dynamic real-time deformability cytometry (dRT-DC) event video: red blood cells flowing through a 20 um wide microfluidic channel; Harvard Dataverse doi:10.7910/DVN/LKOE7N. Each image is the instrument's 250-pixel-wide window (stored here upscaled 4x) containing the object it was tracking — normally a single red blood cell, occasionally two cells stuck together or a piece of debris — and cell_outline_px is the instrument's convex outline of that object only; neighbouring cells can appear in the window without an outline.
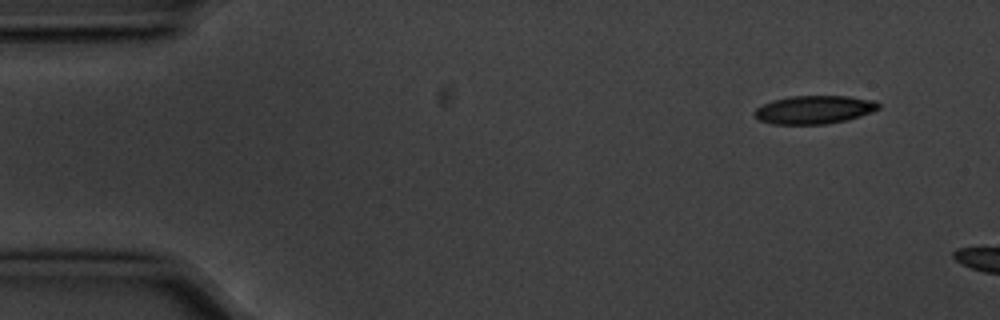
{"species": "common noctule bat (a hibernating species)", "species_latin": "Nyctalus noctula", "temperature_condition": "cold", "stored_images_in_passage": 5, "segment_of_instrument_passage": [2, 2], "camera_frame_rate_fps": 3000, "um_per_image_px": 0.085, "animal": {"sex": "male", "body_mass_g": 20.1, "forearm_length_mm": 53.5}, "frame": {"image": 1, "passage_image": 5, "time_ms": 1.333, "image_size_px": [1000, 320], "cell_outline_px": [[880, 108], [860, 116], [844, 120], [824, 124], [772, 124], [760, 120], [752, 112], [756, 108], [772, 100], [792, 96], [848, 96], [876, 100], [880, 104]], "centroid_in_image_um": [69.21, 9.31], "position_along_channel_um": 15.8, "area_um2": 20.35}}